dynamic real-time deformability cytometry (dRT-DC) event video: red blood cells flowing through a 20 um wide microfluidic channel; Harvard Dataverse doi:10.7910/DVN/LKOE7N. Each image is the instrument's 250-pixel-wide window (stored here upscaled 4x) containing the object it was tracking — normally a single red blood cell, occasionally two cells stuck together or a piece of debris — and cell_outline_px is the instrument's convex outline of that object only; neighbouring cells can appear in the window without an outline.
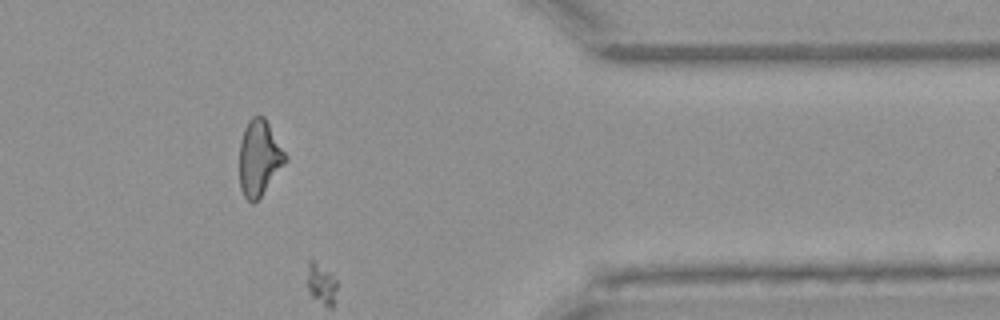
{"species": "Egyptian fruit bat (a non-hibernating species)", "species_latin": "Rousettus aegyptiacus", "temperature_condition": "warm", "stored_images_in_passage": 52, "camera_frame_rate_fps": 3000, "um_per_image_px": 0.085, "animal": {"sex": "female"}, "frame": {"image": 1, "passage_image": 43, "time_ms": 14.0, "image_size_px": [1000, 320], "cell_outline_px": [[288, 160], [260, 196], [252, 204], [244, 196], [240, 188], [240, 140], [244, 128], [248, 120], [252, 116], [264, 116], [288, 156]], "centroid_in_image_um": [22.04, 13.4], "position_along_channel_um": 389.4, "area_um2": 20.17}}
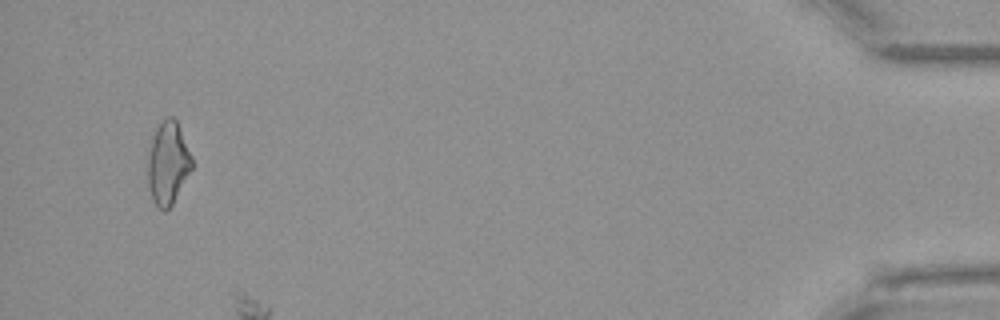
{"frame": {"image": 2, "passage_image": 50, "time_ms": 16.333, "image_size_px": [1000, 320], "cell_outline_px": [[192, 168], [172, 204], [164, 212], [156, 208], [152, 200], [148, 184], [148, 140], [156, 128], [168, 116], [172, 116], [176, 120], [192, 156]], "centroid_in_image_um": [14.24, 13.87], "position_along_channel_um": 421.0, "area_um2": 21.44}}